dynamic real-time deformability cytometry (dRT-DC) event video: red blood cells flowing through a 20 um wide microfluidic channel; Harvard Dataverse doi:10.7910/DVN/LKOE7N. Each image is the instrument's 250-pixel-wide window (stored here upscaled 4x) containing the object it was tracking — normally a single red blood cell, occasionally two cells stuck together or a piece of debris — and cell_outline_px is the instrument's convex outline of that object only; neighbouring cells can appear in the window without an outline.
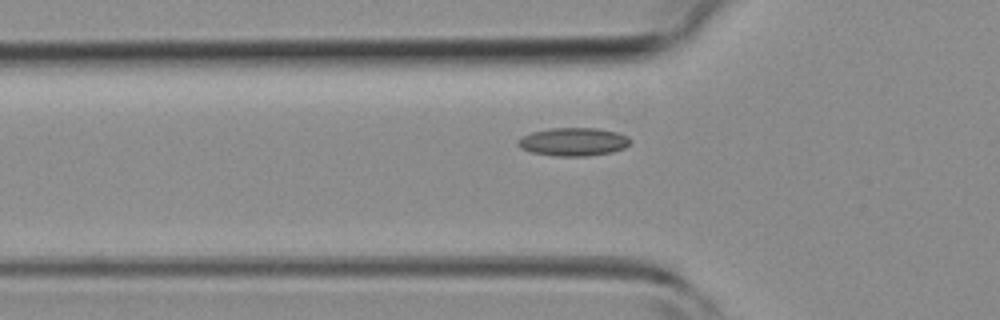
{"species": "common noctule bat (a hibernating species)", "species_latin": "Nyctalus noctula", "temperature_condition": "room temperature", "stored_images_in_passage": 5, "camera_frame_rate_fps": 3000, "um_per_image_px": 0.085, "animal": {"sex": "female", "body_mass_g": 19.3, "forearm_length_mm": 54.1}, "frame": {"image": 1, "passage_image": 5, "time_ms": 5.667, "image_size_px": [1000, 320], "cell_outline_px": [[632, 140], [624, 148], [612, 152], [588, 156], [556, 156], [532, 152], [520, 148], [516, 144], [516, 140], [532, 132], [552, 128], [596, 128], [616, 132], [628, 136]], "centroid_in_image_um": [48.73, 12.05], "position_along_channel_um": 77.1, "area_um2": 18.44}}